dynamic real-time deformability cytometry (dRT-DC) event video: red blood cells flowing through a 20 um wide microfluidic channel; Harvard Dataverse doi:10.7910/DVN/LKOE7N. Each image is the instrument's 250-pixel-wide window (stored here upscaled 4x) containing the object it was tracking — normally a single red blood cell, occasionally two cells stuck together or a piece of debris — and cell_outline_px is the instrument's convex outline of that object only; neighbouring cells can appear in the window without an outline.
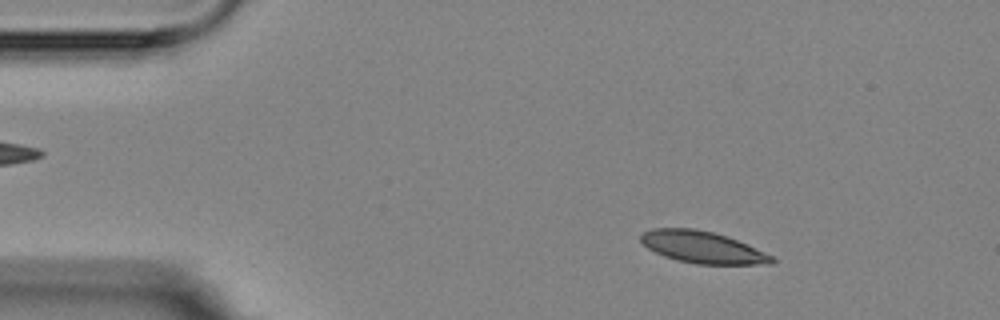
{"species": "Egyptian fruit bat (a non-hibernating species)", "species_latin": "Rousettus aegyptiacus", "temperature_condition": "room temperature", "stored_images_in_passage": 5, "camera_frame_rate_fps": 3000, "um_per_image_px": 0.085, "animal": {"sex": "female"}, "frame": {"image": 1, "passage_image": 2, "time_ms": 1.0, "image_size_px": [1000, 320], "cell_outline_px": [[776, 260], [772, 264], [696, 264], [676, 260], [664, 256], [648, 248], [640, 240], [640, 236], [644, 232], [652, 228], [696, 228], [712, 232], [748, 244], [772, 256]], "centroid_in_image_um": [59.7, 21.02], "position_along_channel_um": 25.3, "area_um2": 24.16}}